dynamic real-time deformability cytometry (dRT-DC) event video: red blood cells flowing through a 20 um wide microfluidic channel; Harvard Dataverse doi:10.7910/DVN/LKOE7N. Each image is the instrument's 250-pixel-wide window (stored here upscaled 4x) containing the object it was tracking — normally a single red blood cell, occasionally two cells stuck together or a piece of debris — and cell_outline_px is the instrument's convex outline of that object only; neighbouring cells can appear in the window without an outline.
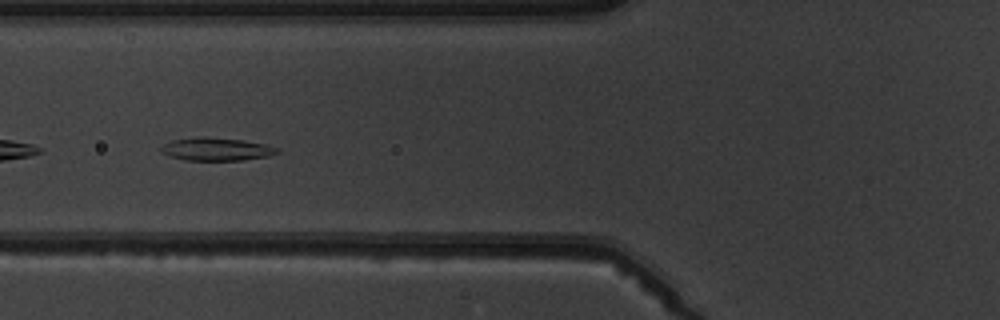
{"species": "common noctule bat (a hibernating species)", "species_latin": "Nyctalus noctula", "temperature_condition": "warm", "stored_images_in_passage": 8, "camera_frame_rate_fps": 3000, "um_per_image_px": 0.085, "animal": {"sex": "male", "body_mass_g": 19.5, "forearm_length_mm": 54.6}, "frame": {"image": 1, "passage_image": 7, "time_ms": 7.0, "image_size_px": [1000, 320], "cell_outline_px": [[280, 152], [268, 156], [244, 160], [184, 160], [168, 156], [160, 148], [164, 144], [172, 140], [240, 140], [264, 144], [276, 148]], "centroid_in_image_um": [18.43, 12.74], "position_along_channel_um": 107.4, "area_um2": 14.33}}
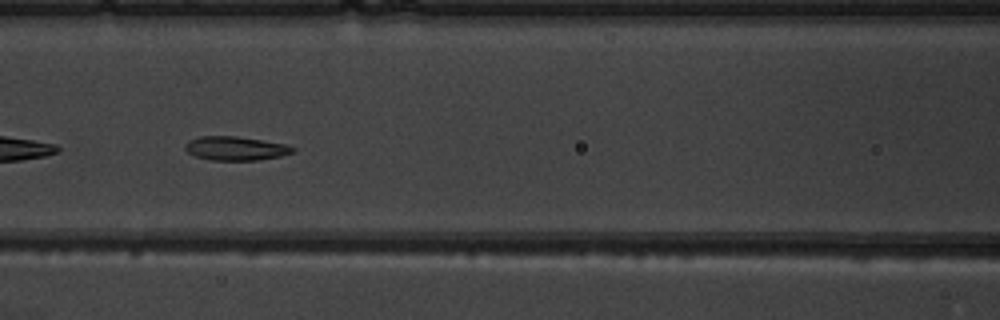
{"frame": {"image": 2, "passage_image": 8, "time_ms": 8.0, "image_size_px": [1000, 320], "cell_outline_px": [[296, 152], [280, 156], [256, 160], [212, 160], [196, 156], [188, 152], [184, 148], [184, 144], [188, 140], [200, 136], [236, 136], [284, 144], [296, 148]], "centroid_in_image_um": [20.01, 12.61], "position_along_channel_um": 146.6, "area_um2": 14.91}}